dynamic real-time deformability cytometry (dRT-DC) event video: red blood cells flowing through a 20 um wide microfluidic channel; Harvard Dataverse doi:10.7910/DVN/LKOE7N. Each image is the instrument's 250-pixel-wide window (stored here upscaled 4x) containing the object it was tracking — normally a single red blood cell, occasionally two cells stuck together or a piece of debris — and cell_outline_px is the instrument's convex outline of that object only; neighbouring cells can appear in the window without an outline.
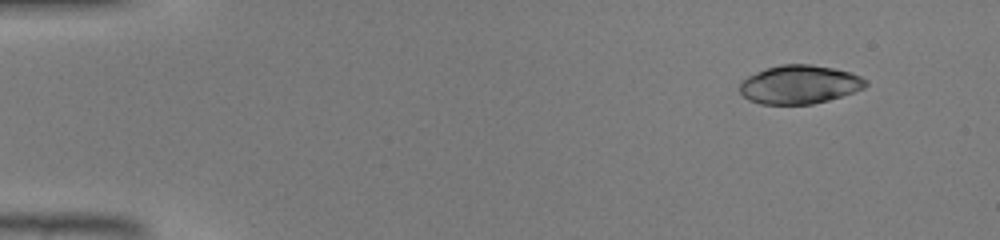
{"species": "common noctule bat (a hibernating species)", "species_latin": "Nyctalus noctula", "temperature_condition": "warm", "stored_images_in_passage": 46, "camera_frame_rate_fps": 3000, "um_per_image_px": 0.085, "animal": {"sex": "male", "body_mass_g": 19.0, "forearm_length_mm": 50.8}, "frame": {"image": 1, "passage_image": 5, "time_ms": 1.333, "image_size_px": [1000, 240], "cell_outline_px": [[868, 84], [864, 88], [828, 100], [812, 104], [760, 104], [748, 100], [740, 92], [740, 84], [748, 76], [756, 72], [780, 64], [812, 64], [832, 68], [848, 72], [860, 76], [868, 80]], "centroid_in_image_um": [67.95, 7.18], "position_along_channel_um": 17.0, "area_um2": 28.15}}
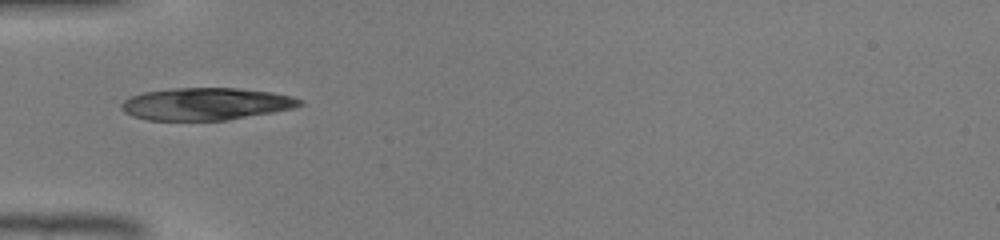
{"frame": {"image": 2, "passage_image": 16, "time_ms": 5.0, "image_size_px": [1000, 240], "cell_outline_px": [[304, 104], [296, 108], [228, 120], [148, 120], [132, 116], [124, 112], [120, 108], [120, 104], [124, 100], [132, 96], [144, 92], [172, 88], [236, 88], [272, 92], [292, 96], [304, 100]], "centroid_in_image_um": [17.53, 8.83], "position_along_channel_um": 67.5, "area_um2": 33.76}}
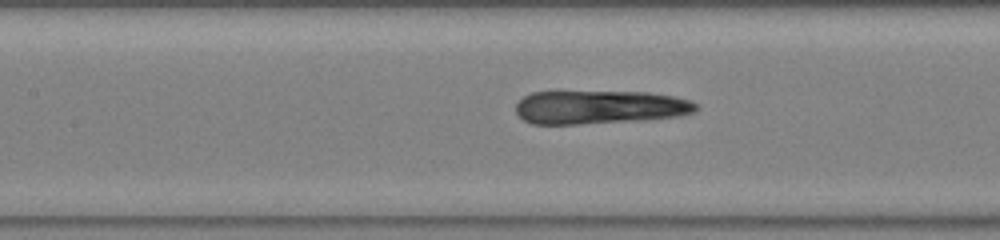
{"frame": {"image": 3, "passage_image": 22, "time_ms": 7.0, "image_size_px": [1000, 240], "cell_outline_px": [[700, 108], [696, 112], [680, 116], [648, 120], [576, 124], [532, 124], [524, 120], [516, 112], [516, 104], [524, 96], [532, 92], [648, 92], [672, 96], [692, 100], [700, 104]], "centroid_in_image_um": [51.06, 9.12], "position_along_channel_um": 156.3, "area_um2": 35.6}}